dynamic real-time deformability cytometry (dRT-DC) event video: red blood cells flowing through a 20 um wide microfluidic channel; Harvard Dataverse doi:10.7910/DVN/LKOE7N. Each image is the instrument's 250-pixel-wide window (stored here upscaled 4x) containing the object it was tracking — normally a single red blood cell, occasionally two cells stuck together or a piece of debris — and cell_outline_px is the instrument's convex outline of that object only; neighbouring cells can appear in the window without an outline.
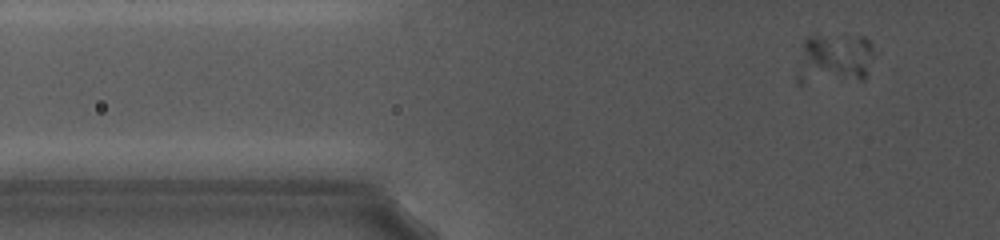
{"species": "common noctule bat (a hibernating species)", "species_latin": "Nyctalus noctula", "temperature_condition": "cold", "stored_images_in_passage": 2, "camera_frame_rate_fps": 5000, "um_per_image_px": 0.085, "animal": {"sex": "female", "body_mass_g": 19.0, "forearm_length_mm": 56.7}, "frame": {"image": 1, "passage_image": 2, "time_ms": 0.2, "image_size_px": [1000, 240], "cell_outline_px": [[872, 52], [864, 80], [860, 80], [840, 76], [816, 64], [804, 52], [804, 40], [808, 36], [844, 32], [864, 36], [872, 44]], "centroid_in_image_um": [71.44, 4.55], "position_along_channel_um": 54.4, "area_um2": 17.4}}